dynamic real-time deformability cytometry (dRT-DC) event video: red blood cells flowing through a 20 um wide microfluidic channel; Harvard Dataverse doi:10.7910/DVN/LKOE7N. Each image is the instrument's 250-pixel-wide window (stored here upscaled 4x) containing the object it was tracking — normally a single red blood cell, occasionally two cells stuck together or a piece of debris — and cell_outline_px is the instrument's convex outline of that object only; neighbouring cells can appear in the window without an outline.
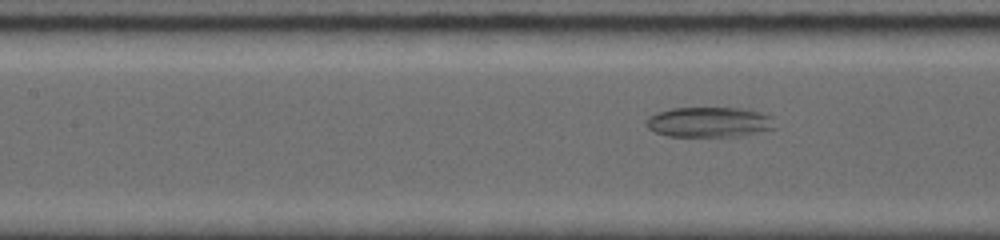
{"species": "common noctule bat (a hibernating species)", "species_latin": "Nyctalus noctula", "temperature_condition": "room temperature", "stored_images_in_passage": 85, "camera_frame_rate_fps": 5000, "um_per_image_px": 0.085, "animal": {"sex": "female", "body_mass_g": 19.0, "forearm_length_mm": 56.7}, "frame": {"image": 1, "passage_image": 37, "time_ms": 7.2, "image_size_px": [1000, 240], "cell_outline_px": [[776, 128], [740, 136], [668, 136], [656, 132], [648, 128], [644, 124], [648, 116], [656, 112], [672, 108], [740, 108], [760, 112], [772, 116]], "centroid_in_image_um": [60.26, 10.37], "position_along_channel_um": 147.1, "area_um2": 22.72}}
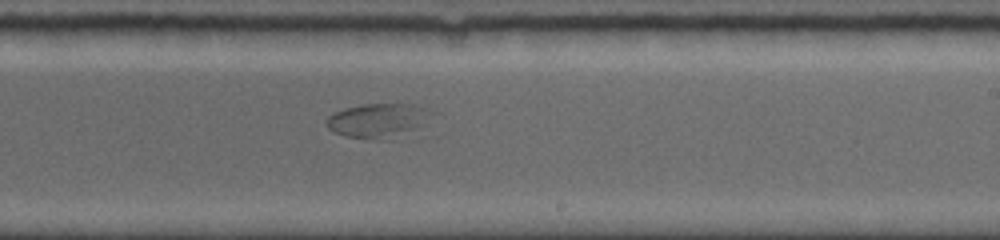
{"frame": {"image": 2, "passage_image": 52, "time_ms": 10.2, "image_size_px": [1000, 240], "cell_outline_px": [[444, 116], [388, 140], [372, 140], [348, 136], [332, 132], [324, 124], [324, 120], [328, 116], [344, 108], [364, 104], [416, 104], [440, 112]], "centroid_in_image_um": [32.28, 10.23], "position_along_channel_um": 256.7, "area_um2": 22.02}}
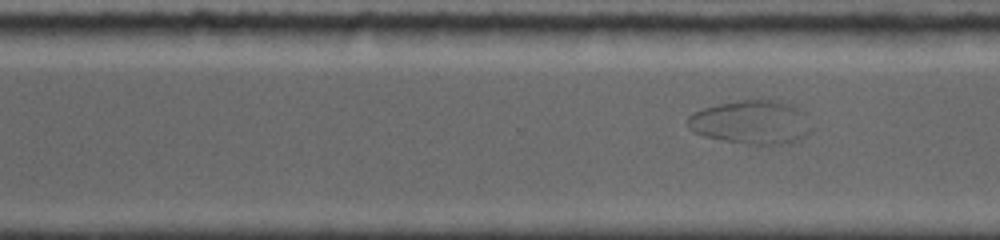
{"frame": {"image": 3, "passage_image": 59, "time_ms": 11.6, "image_size_px": [1000, 240], "cell_outline_px": [[812, 128], [804, 136], [796, 140], [784, 144], [748, 144], [724, 140], [704, 136], [692, 132], [688, 128], [688, 116], [692, 112], [704, 108], [720, 104], [740, 100], [776, 100], [792, 104], [804, 112]], "centroid_in_image_um": [63.85, 10.38], "position_along_channel_um": 306.8, "area_um2": 31.39}}